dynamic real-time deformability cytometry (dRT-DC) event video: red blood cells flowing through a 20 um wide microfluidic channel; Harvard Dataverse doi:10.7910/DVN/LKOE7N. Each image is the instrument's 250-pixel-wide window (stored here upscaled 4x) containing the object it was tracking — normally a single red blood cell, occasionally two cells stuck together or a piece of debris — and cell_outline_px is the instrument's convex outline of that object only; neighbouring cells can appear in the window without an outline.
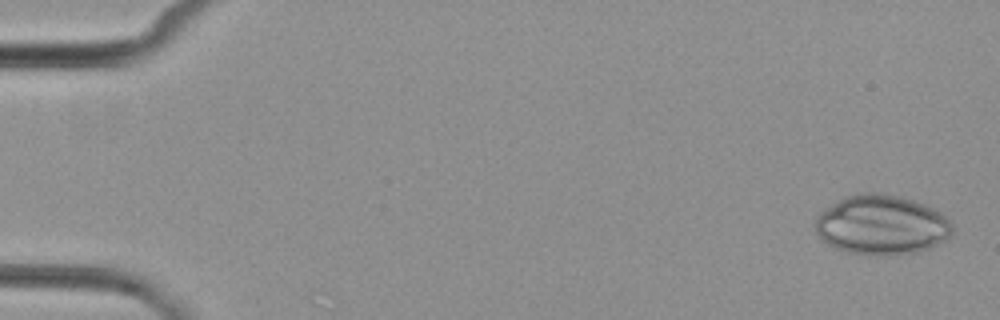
{"species": "common noctule bat (a hibernating species)", "species_latin": "Nyctalus noctula", "temperature_condition": "cold", "stored_images_in_passage": 5, "camera_frame_rate_fps": 3000, "um_per_image_px": 0.085, "animal": {"sex": "female", "body_mass_g": 29.2, "forearm_length_mm": 56.3}, "frame": {"image": 1, "passage_image": 1, "time_ms": 0.0, "image_size_px": [1000, 320], "cell_outline_px": [[952, 236], [928, 248], [916, 252], [892, 256], [864, 256], [848, 252], [836, 248], [820, 240], [812, 224], [816, 216], [824, 208], [836, 200], [844, 196], [868, 192], [876, 192], [896, 196], [912, 200], [936, 208], [952, 224]], "centroid_in_image_um": [74.87, 19.13], "position_along_channel_um": 10.1, "area_um2": 48.38}}